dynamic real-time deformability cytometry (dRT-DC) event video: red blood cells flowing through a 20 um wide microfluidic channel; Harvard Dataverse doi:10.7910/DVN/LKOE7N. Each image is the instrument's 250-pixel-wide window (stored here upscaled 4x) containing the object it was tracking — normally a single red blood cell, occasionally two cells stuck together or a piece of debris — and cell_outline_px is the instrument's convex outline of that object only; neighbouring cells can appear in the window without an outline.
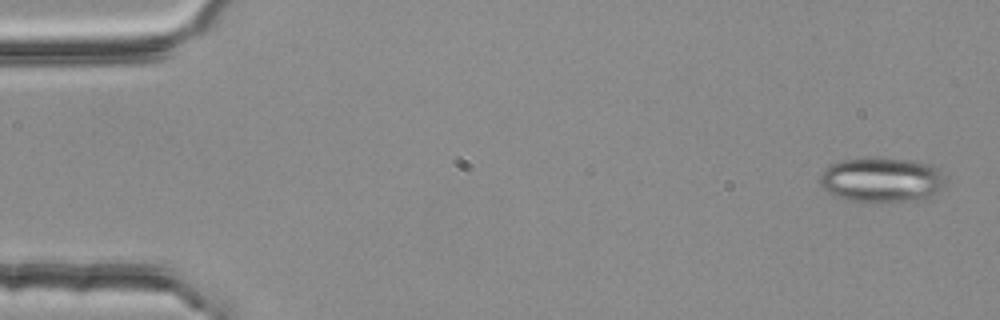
{"species": "common noctule bat (a hibernating species)", "species_latin": "Nyctalus noctula", "temperature_condition": "room temperature", "stored_images_in_passage": 6, "camera_frame_rate_fps": 3000, "um_per_image_px": 0.085, "animal": {"sex": "female", "body_mass_g": 25.1}, "frame": {"image": 1, "passage_image": 1, "time_ms": 0.0, "image_size_px": [1000, 320], "cell_outline_px": [[944, 184], [936, 192], [924, 200], [848, 200], [828, 192], [820, 184], [820, 172], [824, 168], [840, 160], [908, 160], [932, 164], [940, 168], [944, 172]], "centroid_in_image_um": [74.97, 15.28], "position_along_channel_um": 10.0, "area_um2": 31.79}}